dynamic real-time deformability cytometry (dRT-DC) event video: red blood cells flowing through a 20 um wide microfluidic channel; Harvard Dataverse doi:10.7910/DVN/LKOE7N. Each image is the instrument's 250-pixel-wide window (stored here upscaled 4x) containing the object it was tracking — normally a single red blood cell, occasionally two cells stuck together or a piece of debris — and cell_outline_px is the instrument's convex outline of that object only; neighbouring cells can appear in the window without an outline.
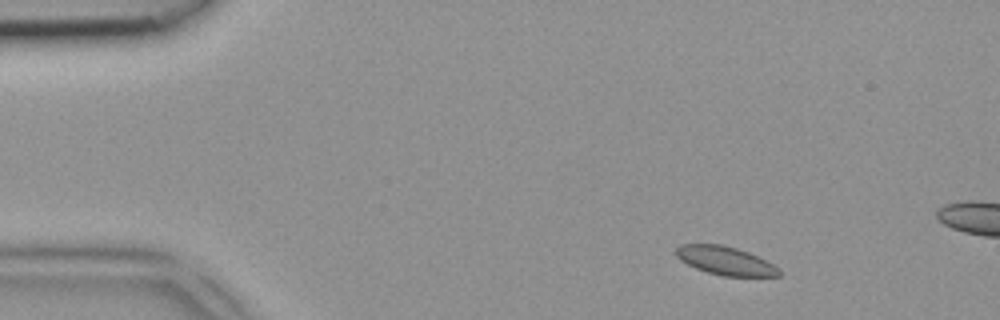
{"species": "common noctule bat (a hibernating species)", "species_latin": "Nyctalus noctula", "temperature_condition": "room temperature", "stored_images_in_passage": 3, "camera_frame_rate_fps": 3000, "um_per_image_px": 0.085, "animal": {"sex": "female", "body_mass_g": 18.4}, "frame": {"image": 1, "passage_image": 1, "time_ms": 0.0, "image_size_px": [1000, 320], "cell_outline_px": [[780, 276], [724, 276], [708, 272], [696, 268], [680, 260], [676, 256], [676, 248], [680, 244], [720, 244], [736, 248], [748, 252], [780, 268]], "centroid_in_image_um": [61.64, 22.15], "position_along_channel_um": 23.4, "area_um2": 16.88}}